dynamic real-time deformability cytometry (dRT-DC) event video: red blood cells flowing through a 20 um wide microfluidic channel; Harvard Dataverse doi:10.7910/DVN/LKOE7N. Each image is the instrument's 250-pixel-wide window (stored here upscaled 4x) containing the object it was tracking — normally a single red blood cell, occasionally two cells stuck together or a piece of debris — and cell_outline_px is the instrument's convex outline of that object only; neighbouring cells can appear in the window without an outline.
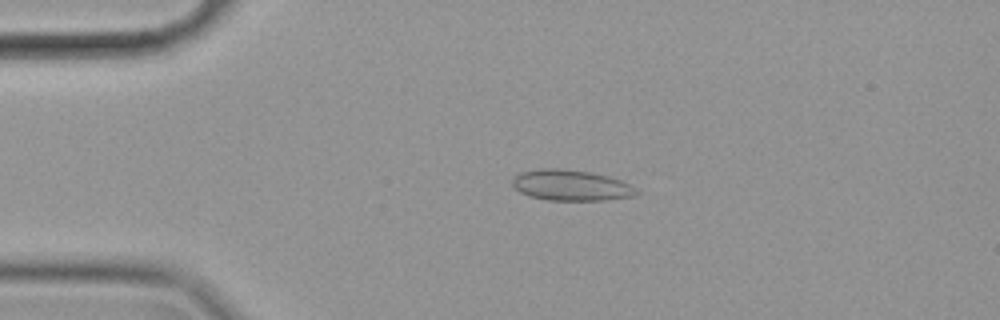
{"species": "common noctule bat (a hibernating species)", "species_latin": "Nyctalus noctula", "temperature_condition": "cold", "stored_images_in_passage": 56, "camera_frame_rate_fps": 3000, "um_per_image_px": 0.085, "animal": {"sex": "female", "body_mass_g": 19.9}, "frame": {"image": 1, "passage_image": 12, "time_ms": 3.667, "image_size_px": [1000, 320], "cell_outline_px": [[640, 192], [636, 196], [608, 200], [548, 200], [528, 196], [520, 192], [512, 184], [512, 180], [520, 172], [540, 168], [560, 168], [592, 172], [608, 176], [620, 180], [628, 184]], "centroid_in_image_um": [48.54, 15.75], "position_along_channel_um": 36.5, "area_um2": 22.37}}
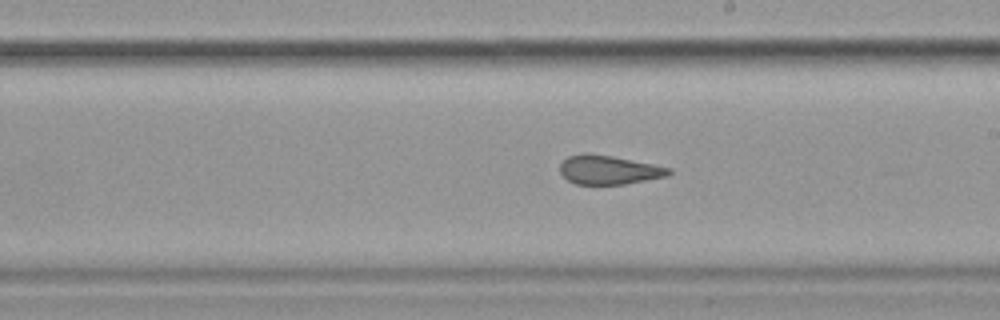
{"frame": {"image": 2, "passage_image": 32, "time_ms": 10.333, "image_size_px": [1000, 320], "cell_outline_px": [[672, 172], [668, 176], [624, 184], [576, 184], [568, 180], [560, 172], [560, 164], [568, 156], [612, 156], [672, 168]], "centroid_in_image_um": [51.81, 14.48], "position_along_channel_um": 237.2, "area_um2": 17.69}}
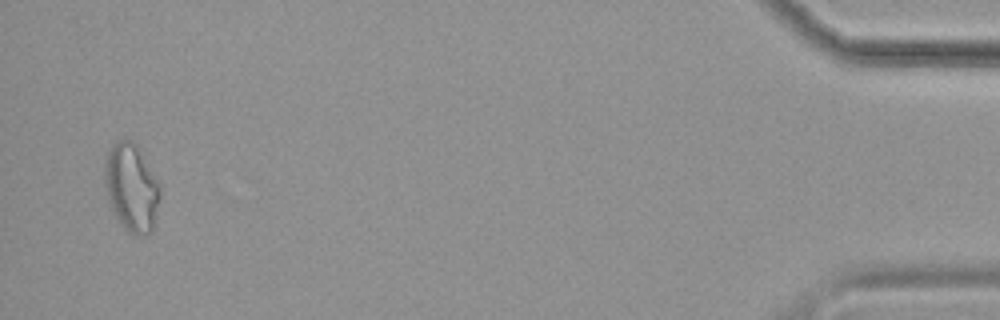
{"frame": {"image": 3, "passage_image": 55, "time_ms": 18.0, "image_size_px": [1000, 320], "cell_outline_px": [[160, 200], [152, 232], [148, 236], [136, 236], [124, 228], [120, 224], [112, 208], [108, 196], [104, 180], [104, 160], [112, 144], [124, 136], [132, 140], [140, 148], [160, 180]], "centroid_in_image_um": [11.21, 15.9], "position_along_channel_um": 424.0, "area_um2": 29.19}, "authors_computed_cell_mechanics": {"area_um2": 21.1837, "velocity_mm_per_s": 3.5094, "shape_relaxation_time_tau1_ms": null, "shape_relaxation_time_tau2_ms": 1.7931, "deformation_change_tau1": null, "deformation_change_tau2": 0.0692}}